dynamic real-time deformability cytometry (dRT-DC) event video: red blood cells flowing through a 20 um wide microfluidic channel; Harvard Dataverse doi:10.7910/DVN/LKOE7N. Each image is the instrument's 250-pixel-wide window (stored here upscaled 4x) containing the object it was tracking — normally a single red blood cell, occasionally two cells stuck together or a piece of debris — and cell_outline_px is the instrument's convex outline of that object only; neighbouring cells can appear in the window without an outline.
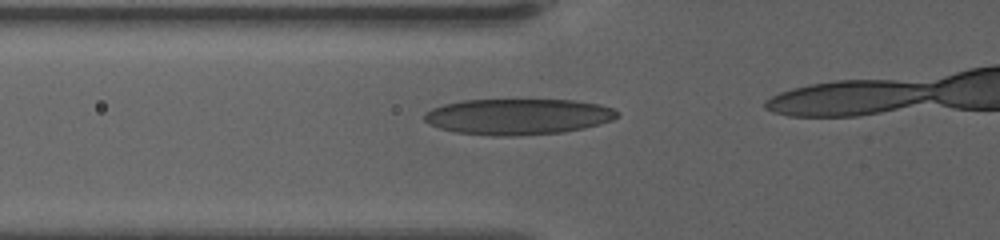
{"species": "human", "species_latin": "Homo sapiens", "temperature_condition": "warm", "stored_images_in_passage": 17, "camera_frame_rate_fps": 3000, "um_per_image_px": 0.085, "donor": {"sex": "female"}, "frame": {"image": 1, "passage_image": 8, "time_ms": 2.333, "image_size_px": [1000, 240], "cell_outline_px": [[620, 116], [612, 120], [584, 128], [564, 132], [516, 136], [492, 136], [456, 132], [440, 128], [428, 124], [424, 120], [424, 112], [432, 108], [444, 104], [464, 100], [576, 100], [600, 104], [612, 108], [620, 112]], "centroid_in_image_um": [44.04, 9.91], "position_along_channel_um": 81.8, "area_um2": 40.63}}
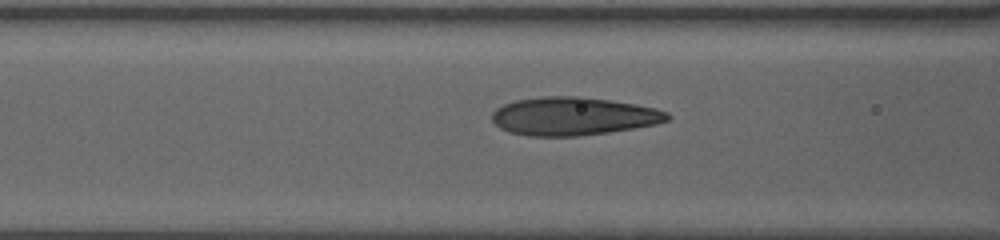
{"frame": {"image": 2, "passage_image": 11, "time_ms": 3.333, "image_size_px": [1000, 240], "cell_outline_px": [[672, 116], [668, 120], [656, 124], [608, 132], [576, 136], [528, 136], [508, 132], [500, 128], [492, 120], [492, 112], [496, 108], [504, 104], [516, 100], [544, 96], [580, 96], [608, 100], [656, 108], [668, 112]], "centroid_in_image_um": [48.71, 9.88], "position_along_channel_um": 117.9, "area_um2": 38.9}}
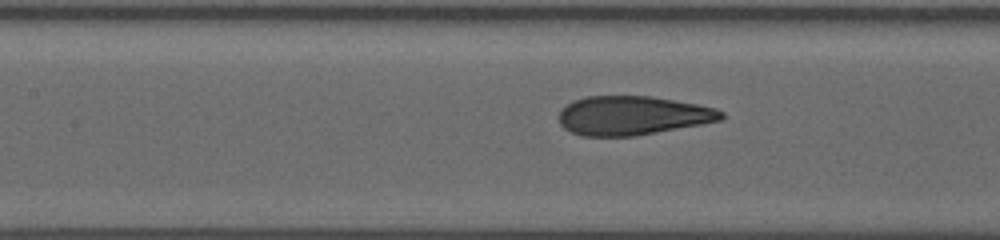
{"frame": {"image": 3, "passage_image": 14, "time_ms": 4.333, "image_size_px": [1000, 240], "cell_outline_px": [[724, 116], [720, 120], [700, 124], [632, 136], [580, 136], [564, 128], [560, 124], [560, 108], [572, 100], [584, 96], [652, 96], [696, 104], [716, 108], [724, 112]], "centroid_in_image_um": [53.72, 9.81], "position_along_channel_um": 153.7, "area_um2": 36.76}}